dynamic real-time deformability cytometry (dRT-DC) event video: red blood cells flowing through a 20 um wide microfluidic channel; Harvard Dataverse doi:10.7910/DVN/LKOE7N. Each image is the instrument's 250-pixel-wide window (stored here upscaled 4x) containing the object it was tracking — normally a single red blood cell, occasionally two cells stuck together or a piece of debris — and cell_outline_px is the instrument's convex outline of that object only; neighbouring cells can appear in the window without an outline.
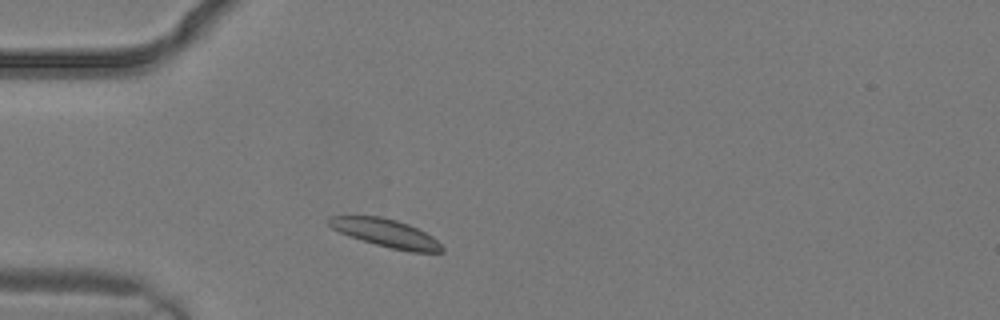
{"species": "common noctule bat (a hibernating species)", "species_latin": "Nyctalus noctula", "temperature_condition": "warm", "stored_images_in_passage": 2, "camera_frame_rate_fps": 3000, "um_per_image_px": 0.085, "animal": {"sex": "male", "body_mass_g": 19.2, "forearm_length_mm": 51.8}, "frame": {"image": 1, "passage_image": 2, "time_ms": 0.333, "image_size_px": [1000, 320], "cell_outline_px": [[444, 252], [412, 252], [392, 248], [376, 244], [348, 236], [332, 228], [328, 224], [328, 216], [380, 216], [396, 220], [408, 224], [432, 236], [444, 248]], "centroid_in_image_um": [32.79, 19.81], "position_along_channel_um": 52.2, "area_um2": 18.26}}